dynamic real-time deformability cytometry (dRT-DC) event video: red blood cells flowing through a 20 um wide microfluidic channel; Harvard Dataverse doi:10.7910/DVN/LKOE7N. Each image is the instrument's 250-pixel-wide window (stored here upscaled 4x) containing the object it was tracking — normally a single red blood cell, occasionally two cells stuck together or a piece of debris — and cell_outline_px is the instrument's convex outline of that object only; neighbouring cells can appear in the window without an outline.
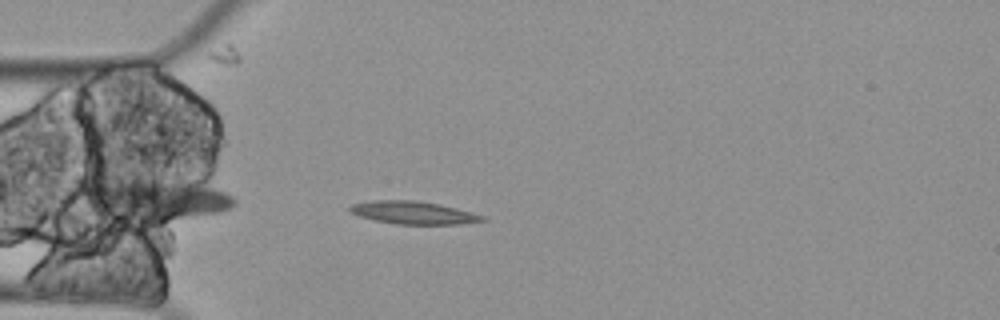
{"species": "Egyptian fruit bat (a non-hibernating species)", "species_latin": "Rousettus aegyptiacus", "temperature_condition": "cold", "stored_images_in_passage": 5, "camera_frame_rate_fps": 3000, "um_per_image_px": 0.085, "animal": {"sex": "female"}, "frame": {"image": 1, "passage_image": 5, "time_ms": 1.333, "image_size_px": [1000, 320], "cell_outline_px": [[488, 220], [456, 224], [396, 224], [376, 220], [360, 216], [348, 212], [348, 208], [352, 204], [372, 200], [412, 200], [440, 204], [456, 208], [484, 216]], "centroid_in_image_um": [35.1, 18.07], "position_along_channel_um": 49.9, "area_um2": 17.46}}